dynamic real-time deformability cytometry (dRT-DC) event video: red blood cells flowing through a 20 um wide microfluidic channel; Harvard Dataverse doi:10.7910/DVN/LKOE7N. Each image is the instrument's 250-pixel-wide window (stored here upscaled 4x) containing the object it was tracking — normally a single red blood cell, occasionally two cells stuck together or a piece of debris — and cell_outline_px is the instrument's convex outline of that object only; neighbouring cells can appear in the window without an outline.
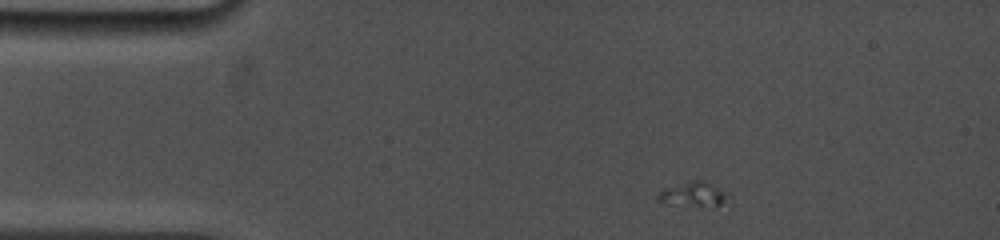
{"species": "common noctule bat (a hibernating species)", "species_latin": "Nyctalus noctula", "temperature_condition": "cold", "stored_images_in_passage": 11, "camera_frame_rate_fps": 5000, "um_per_image_px": 0.085, "animal": {"sex": "female", "body_mass_g": 19.0, "forearm_length_mm": 53.3}, "frame": {"image": 1, "passage_image": 1, "time_ms": 0.0, "image_size_px": [1000, 240], "cell_outline_px": [[732, 208], [716, 208], [664, 204], [656, 196], [664, 188], [692, 180], [704, 180], [728, 192], [732, 196]], "centroid_in_image_um": [59.18, 16.59], "position_along_channel_um": 25.8, "area_um2": 11.21}}